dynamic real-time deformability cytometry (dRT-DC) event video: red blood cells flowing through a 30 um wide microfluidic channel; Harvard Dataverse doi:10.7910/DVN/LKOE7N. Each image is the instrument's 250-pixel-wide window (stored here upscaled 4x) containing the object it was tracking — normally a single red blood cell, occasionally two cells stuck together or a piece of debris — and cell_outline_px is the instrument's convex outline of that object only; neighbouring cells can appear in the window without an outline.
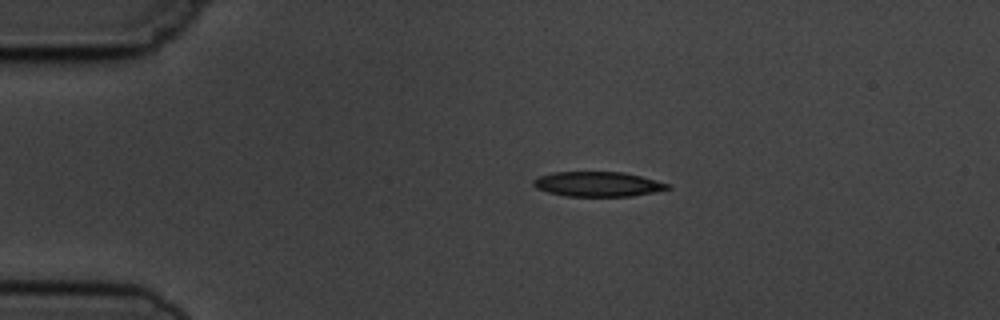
{"species": "common noctule bat (a hibernating species)", "species_latin": "Nyctalus noctula", "temperature_condition": "cold", "stored_images_in_passage": 6, "camera_frame_rate_fps": 3000, "um_per_image_px": 0.085, "animal": {"sex": "male", "body_mass_g": 19.5, "forearm_length_mm": 54.6}, "frame": {"image": 1, "passage_image": 2, "time_ms": 1.333, "image_size_px": [1000, 320], "cell_outline_px": [[672, 188], [632, 196], [564, 196], [548, 192], [536, 188], [532, 184], [532, 180], [536, 176], [552, 172], [624, 172], [672, 184]], "centroid_in_image_um": [50.78, 15.64], "position_along_channel_um": 34.2, "area_um2": 19.59}}
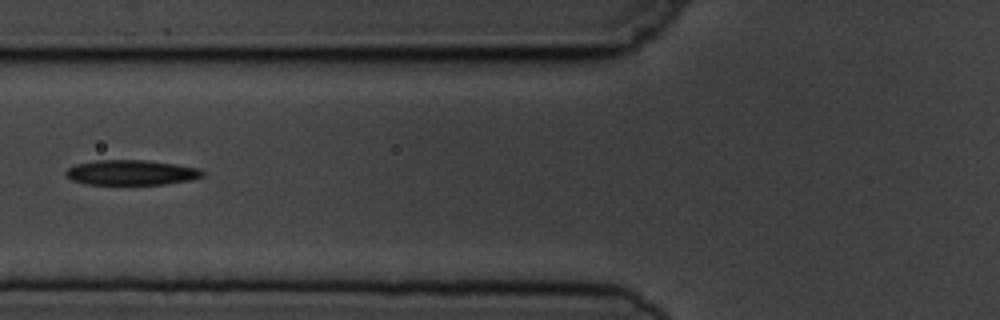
{"frame": {"image": 2, "passage_image": 5, "time_ms": 4.667, "image_size_px": [1000, 320], "cell_outline_px": [[204, 176], [188, 180], [164, 184], [84, 184], [72, 180], [64, 172], [68, 168], [76, 164], [96, 160], [144, 160], [176, 164], [200, 168], [204, 172]], "centroid_in_image_um": [11.16, 14.66], "position_along_channel_um": 114.6, "area_um2": 19.88}}
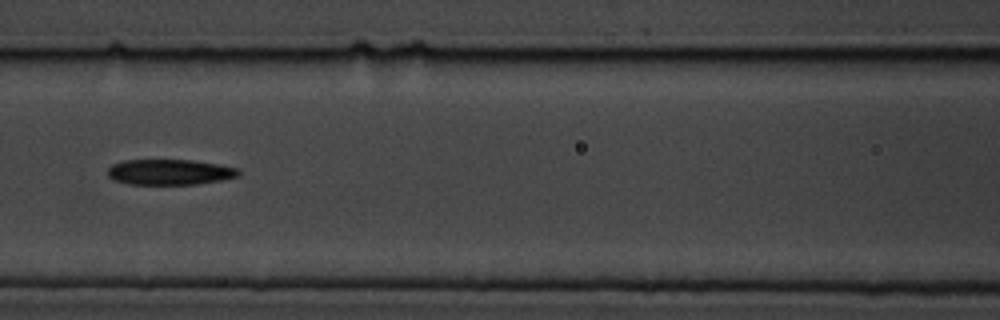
{"frame": {"image": 3, "passage_image": 6, "time_ms": 5.667, "image_size_px": [1000, 320], "cell_outline_px": [[240, 176], [220, 180], [196, 184], [128, 184], [112, 180], [108, 176], [108, 168], [112, 164], [124, 160], [192, 160], [220, 164], [236, 168], [240, 172]], "centroid_in_image_um": [14.4, 14.62], "position_along_channel_um": 152.2, "area_um2": 19.54}}